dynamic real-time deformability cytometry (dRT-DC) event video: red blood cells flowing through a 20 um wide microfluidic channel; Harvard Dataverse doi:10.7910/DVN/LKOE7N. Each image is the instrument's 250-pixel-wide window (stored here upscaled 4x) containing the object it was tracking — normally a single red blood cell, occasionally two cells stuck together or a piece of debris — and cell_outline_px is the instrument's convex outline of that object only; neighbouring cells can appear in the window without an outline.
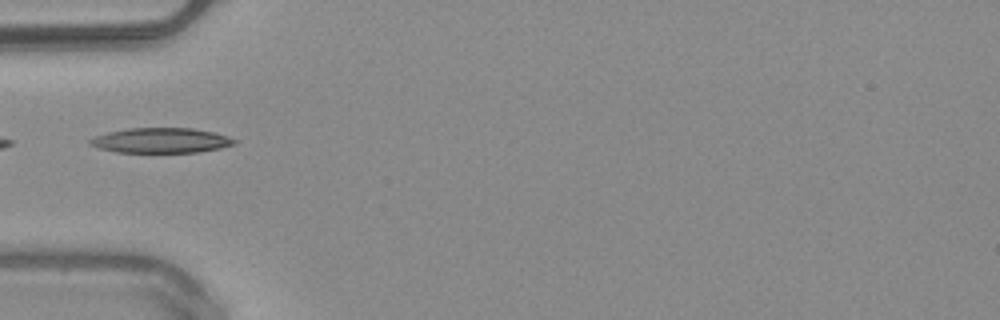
{"species": "common noctule bat (a hibernating species)", "species_latin": "Nyctalus noctula", "temperature_condition": "warm", "stored_images_in_passage": 7, "camera_frame_rate_fps": 3000, "um_per_image_px": 0.085, "animal": {"sex": "male", "body_mass_g": 20.4}, "frame": {"image": 1, "passage_image": 1, "time_ms": 0.0, "image_size_px": [1000, 320], "cell_outline_px": [[236, 144], [220, 148], [200, 152], [116, 152], [100, 148], [88, 144], [88, 140], [96, 136], [108, 132], [128, 128], [192, 128], [212, 132], [228, 136], [236, 140]], "centroid_in_image_um": [13.69, 11.93], "position_along_channel_um": 71.3, "area_um2": 20.98}}